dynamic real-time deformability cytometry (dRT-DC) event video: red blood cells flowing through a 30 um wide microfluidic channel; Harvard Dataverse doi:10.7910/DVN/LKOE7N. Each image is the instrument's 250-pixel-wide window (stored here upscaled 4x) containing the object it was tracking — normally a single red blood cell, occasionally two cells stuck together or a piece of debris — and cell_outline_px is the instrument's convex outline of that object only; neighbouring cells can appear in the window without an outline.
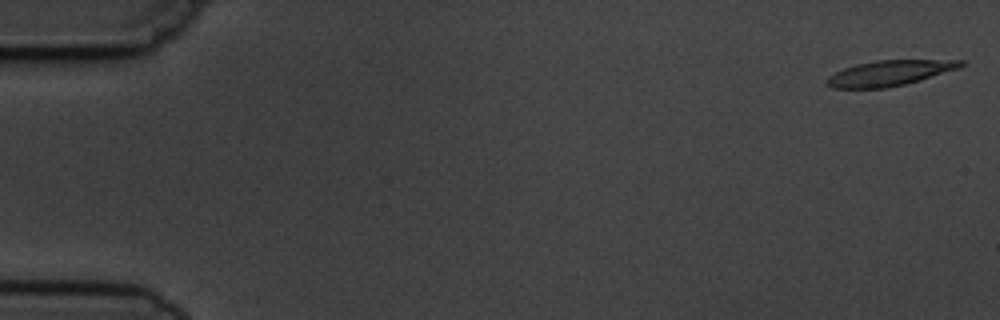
{"species": "common noctule bat (a hibernating species)", "species_latin": "Nyctalus noctula", "temperature_condition": "cold", "stored_images_in_passage": 5, "camera_frame_rate_fps": 3000, "um_per_image_px": 0.085, "animal": {"sex": "male", "body_mass_g": 19.5, "forearm_length_mm": 54.6}, "frame": {"image": 1, "passage_image": 1, "time_ms": 0.0, "image_size_px": [1000, 320], "cell_outline_px": [[964, 64], [960, 68], [904, 84], [888, 88], [832, 88], [824, 84], [824, 80], [828, 76], [844, 68], [856, 64], [876, 60], [964, 60]], "centroid_in_image_um": [75.55, 6.21], "position_along_channel_um": 9.4, "area_um2": 19.77}}
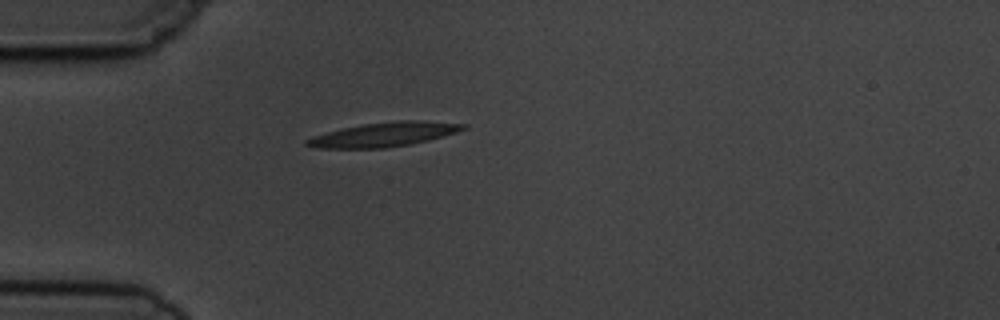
{"frame": {"image": 2, "passage_image": 5, "time_ms": 4.667, "image_size_px": [1000, 320], "cell_outline_px": [[468, 128], [444, 136], [428, 140], [408, 144], [384, 148], [320, 148], [304, 144], [304, 140], [312, 136], [344, 128], [364, 124], [400, 120], [420, 120], [468, 124]], "centroid_in_image_um": [32.67, 11.42], "position_along_channel_um": 52.3, "area_um2": 21.91}}